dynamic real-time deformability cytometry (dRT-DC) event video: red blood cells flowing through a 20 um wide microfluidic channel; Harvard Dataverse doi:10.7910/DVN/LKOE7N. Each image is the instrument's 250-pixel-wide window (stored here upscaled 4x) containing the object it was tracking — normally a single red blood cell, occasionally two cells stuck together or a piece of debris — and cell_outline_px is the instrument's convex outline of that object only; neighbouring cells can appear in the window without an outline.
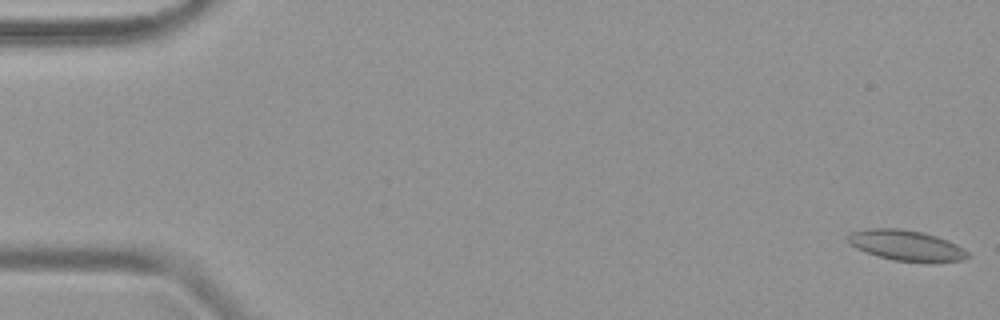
{"species": "common noctule bat (a hibernating species)", "species_latin": "Nyctalus noctula", "temperature_condition": "warm", "stored_images_in_passage": 16, "camera_frame_rate_fps": 3000, "um_per_image_px": 0.085, "animal": {"sex": "female", "body_mass_g": 19.9}, "frame": {"image": 1, "passage_image": 1, "time_ms": 0.0, "image_size_px": [1000, 320], "cell_outline_px": [[972, 256], [964, 260], [892, 260], [856, 248], [848, 240], [848, 236], [852, 232], [864, 228], [900, 228], [924, 232], [948, 240], [964, 248]], "centroid_in_image_um": [77.04, 20.81], "position_along_channel_um": 8.0, "area_um2": 20.75}}
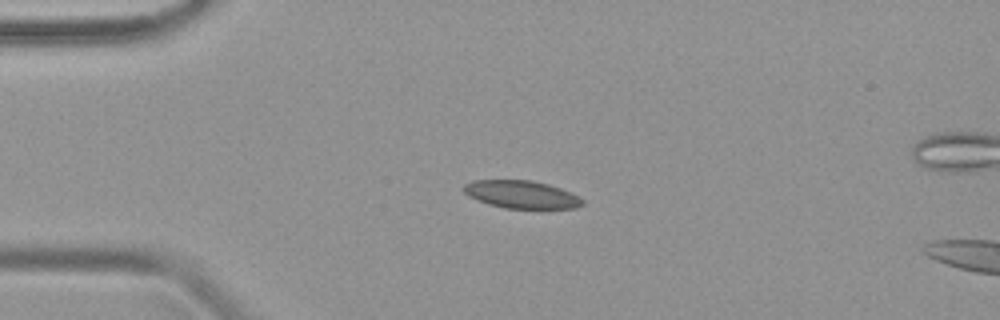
{"frame": {"image": 2, "passage_image": 12, "time_ms": 3.667, "image_size_px": [1000, 320], "cell_outline_px": [[584, 204], [576, 208], [540, 212], [504, 208], [488, 204], [468, 196], [460, 188], [464, 184], [472, 180], [532, 180], [548, 184], [560, 188], [584, 200]], "centroid_in_image_um": [44.35, 16.59], "position_along_channel_um": 40.7, "area_um2": 20.23}}